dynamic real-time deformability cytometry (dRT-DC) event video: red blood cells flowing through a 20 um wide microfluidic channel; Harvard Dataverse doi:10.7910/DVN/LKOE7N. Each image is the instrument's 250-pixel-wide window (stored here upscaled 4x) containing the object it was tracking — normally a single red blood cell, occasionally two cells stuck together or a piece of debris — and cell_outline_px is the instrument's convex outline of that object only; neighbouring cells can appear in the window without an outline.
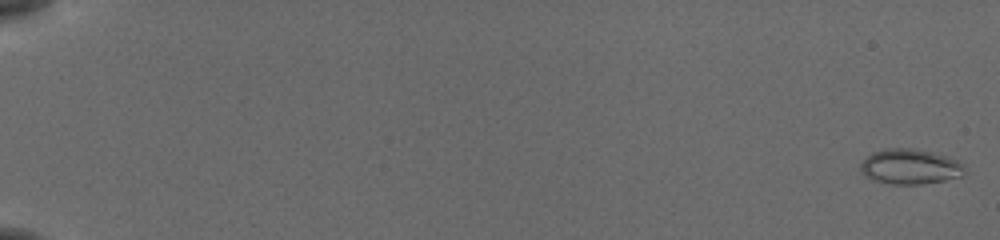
{"species": "common noctule bat (a hibernating species)", "species_latin": "Nyctalus noctula", "temperature_condition": "cold", "stored_images_in_passage": 58, "camera_frame_rate_fps": 3000, "um_per_image_px": 0.085, "animal": {"sex": "female", "body_mass_g": 19.5, "forearm_length_mm": 54.1}, "frame": {"image": 1, "passage_image": 2, "time_ms": 0.333, "image_size_px": [1000, 240], "cell_outline_px": [[964, 172], [960, 176], [944, 180], [920, 184], [892, 184], [876, 180], [864, 176], [860, 172], [860, 164], [872, 152], [884, 148], [912, 148], [948, 156], [964, 164]], "centroid_in_image_um": [77.33, 14.15], "position_along_channel_um": 7.7, "area_um2": 21.21}}
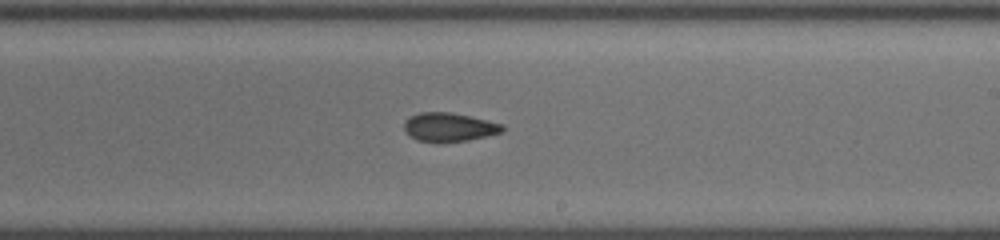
{"frame": {"image": 2, "passage_image": 37, "time_ms": 12.0, "image_size_px": [1000, 240], "cell_outline_px": [[504, 128], [500, 132], [468, 140], [416, 140], [404, 128], [404, 124], [412, 116], [420, 112], [448, 112], [468, 116], [504, 124]], "centroid_in_image_um": [38.2, 10.77], "position_along_channel_um": 250.8, "area_um2": 15.55}}
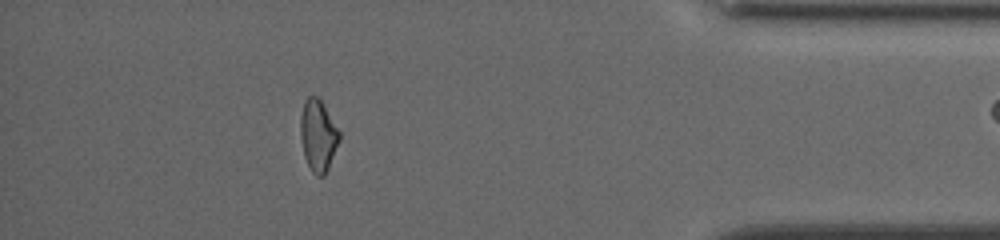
{"frame": {"image": 3, "passage_image": 52, "time_ms": 17.0, "image_size_px": [1000, 240], "cell_outline_px": [[340, 140], [328, 168], [324, 176], [316, 176], [312, 172], [304, 156], [300, 136], [300, 116], [304, 100], [308, 96], [316, 96], [320, 100], [340, 132]], "centroid_in_image_um": [27.02, 11.52], "position_along_channel_um": 408.2, "area_um2": 16.13}, "authors_computed_cell_mechanics": {"area_um2": 17.051, "velocity_mm_per_s": 3.8412, "shape_relaxation_time_tau1_ms": null, "shape_relaxation_time_tau2_ms": 6.7366, "deformation_change_tau1": null, "deformation_change_tau2": 0.1283}}